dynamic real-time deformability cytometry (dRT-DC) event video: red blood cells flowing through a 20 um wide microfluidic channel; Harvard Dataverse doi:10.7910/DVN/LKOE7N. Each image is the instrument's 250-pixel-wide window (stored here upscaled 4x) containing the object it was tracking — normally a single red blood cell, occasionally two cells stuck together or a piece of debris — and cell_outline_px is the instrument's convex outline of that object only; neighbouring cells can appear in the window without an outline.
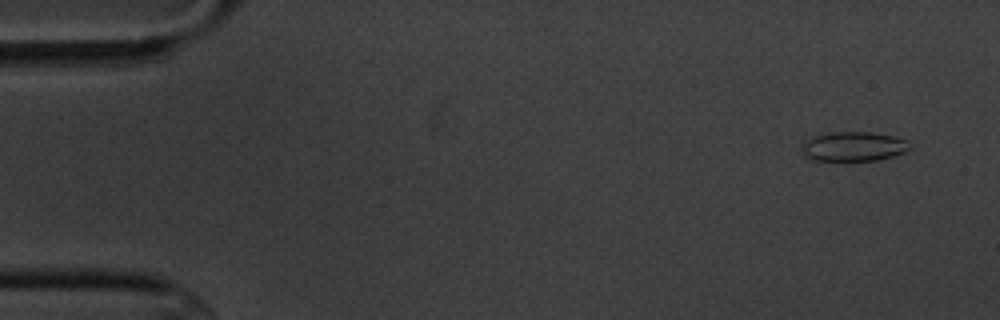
{"species": "common noctule bat (a hibernating species)", "species_latin": "Nyctalus noctula", "temperature_condition": "cold", "stored_images_in_passage": 6, "camera_frame_rate_fps": 3000, "um_per_image_px": 0.085, "animal": {"sex": "male", "body_mass_g": 20.1, "forearm_length_mm": 53.5}, "frame": {"image": 1, "passage_image": 1, "time_ms": 0.0, "image_size_px": [1000, 320], "cell_outline_px": [[912, 148], [904, 152], [892, 156], [876, 160], [812, 160], [804, 156], [800, 152], [804, 144], [812, 136], [828, 132], [872, 132], [892, 136], [908, 140], [912, 144]], "centroid_in_image_um": [72.56, 12.44], "position_along_channel_um": 12.4, "area_um2": 18.61}}
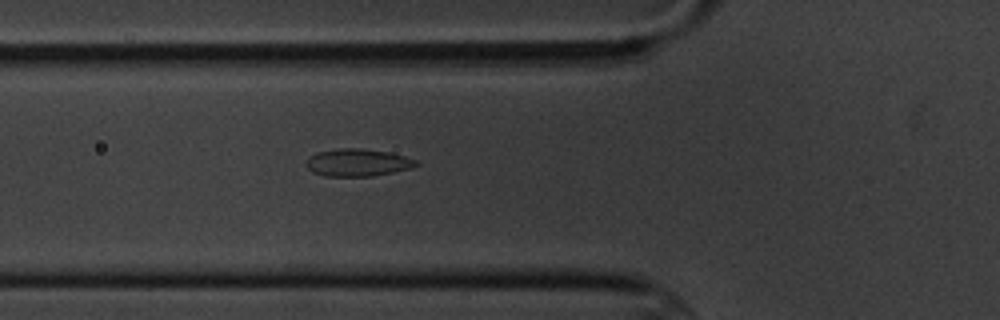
{"frame": {"image": 2, "passage_image": 6, "time_ms": 5.667, "image_size_px": [1000, 320], "cell_outline_px": [[420, 164], [412, 168], [372, 176], [324, 176], [312, 172], [304, 164], [316, 152], [336, 148], [364, 148], [388, 152], [404, 156], [416, 160]], "centroid_in_image_um": [30.39, 13.81], "position_along_channel_um": 95.4, "area_um2": 17.63}}